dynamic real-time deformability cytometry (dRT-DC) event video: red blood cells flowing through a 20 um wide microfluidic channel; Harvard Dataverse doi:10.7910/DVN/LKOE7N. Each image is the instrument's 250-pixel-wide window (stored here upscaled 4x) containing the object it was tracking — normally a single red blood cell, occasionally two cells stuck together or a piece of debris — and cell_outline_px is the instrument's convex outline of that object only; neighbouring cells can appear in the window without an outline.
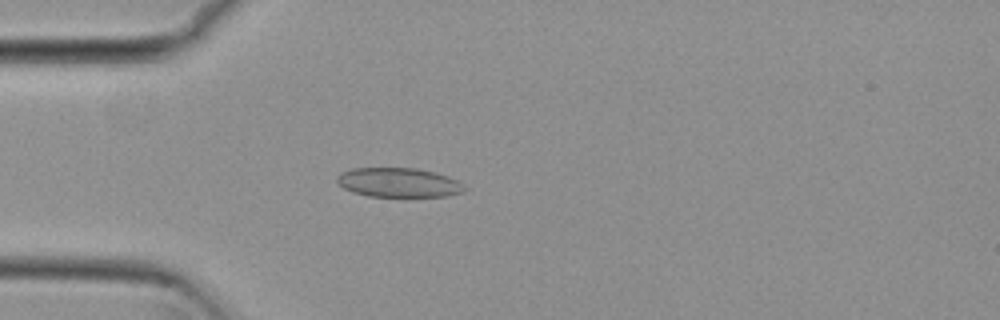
{"species": "common noctule bat (a hibernating species)", "species_latin": "Nyctalus noctula", "temperature_condition": "cold", "stored_images_in_passage": 54, "camera_frame_rate_fps": 3000, "um_per_image_px": 0.085, "animal": {"sex": "female", "body_mass_g": 29.2, "forearm_length_mm": 56.3}, "frame": {"image": 1, "passage_image": 15, "time_ms": 4.667, "image_size_px": [1000, 320], "cell_outline_px": [[468, 188], [464, 192], [448, 196], [368, 196], [352, 192], [344, 188], [336, 180], [336, 176], [340, 172], [352, 168], [416, 168], [448, 176], [456, 180]], "centroid_in_image_um": [33.87, 15.51], "position_along_channel_um": 51.1, "area_um2": 21.79}}
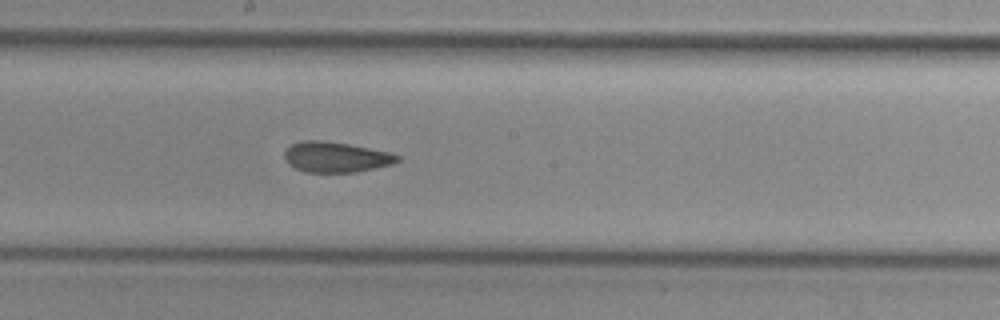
{"frame": {"image": 2, "passage_image": 29, "time_ms": 9.333, "image_size_px": [1000, 320], "cell_outline_px": [[400, 160], [392, 164], [356, 172], [304, 172], [288, 164], [284, 156], [284, 152], [292, 144], [300, 140], [324, 140], [348, 144], [392, 152], [400, 156]], "centroid_in_image_um": [28.56, 13.34], "position_along_channel_um": 219.6, "area_um2": 20.11}}
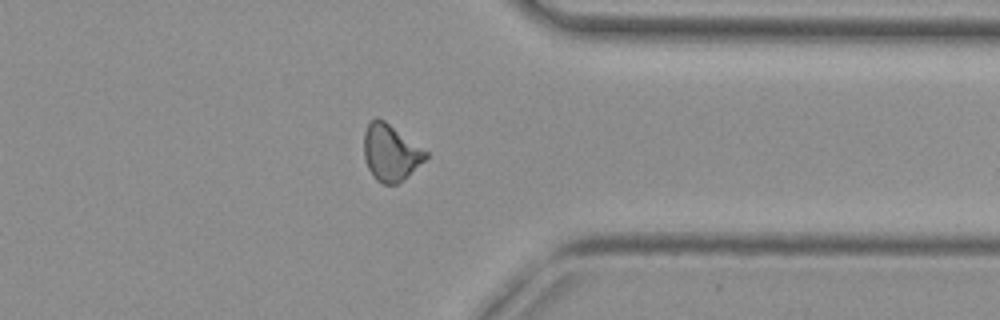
{"frame": {"image": 3, "passage_image": 42, "time_ms": 13.667, "image_size_px": [1000, 320], "cell_outline_px": [[428, 156], [408, 176], [396, 184], [384, 184], [376, 180], [372, 176], [364, 160], [364, 132], [368, 124], [376, 116], [384, 120], [428, 152]], "centroid_in_image_um": [33.18, 12.98], "position_along_channel_um": 378.2, "area_um2": 20.23}, "authors_computed_cell_mechanics": {"area_um2": 20.7502, "velocity_mm_per_s": 3.8229, "shape_relaxation_time_tau1_ms": null, "shape_relaxation_time_tau2_ms": 2.428, "deformation_change_tau1": null, "deformation_change_tau2": 0.0754}}